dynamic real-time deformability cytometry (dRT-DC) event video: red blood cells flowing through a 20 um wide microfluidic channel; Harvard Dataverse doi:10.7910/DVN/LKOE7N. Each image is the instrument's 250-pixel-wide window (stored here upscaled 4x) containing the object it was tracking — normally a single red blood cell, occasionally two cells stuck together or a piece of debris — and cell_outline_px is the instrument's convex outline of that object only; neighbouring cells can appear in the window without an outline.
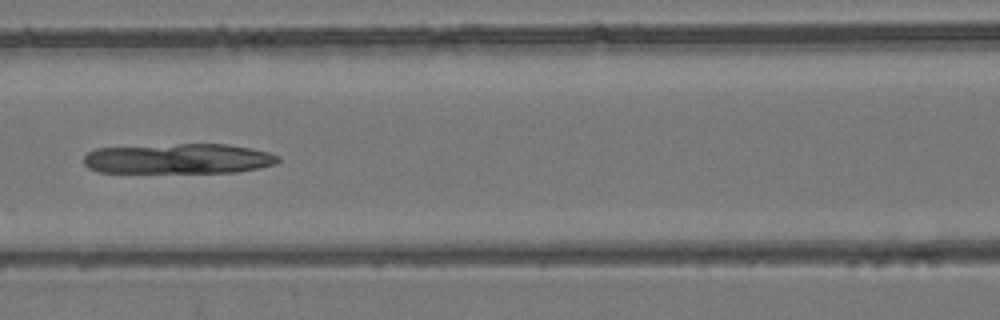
{"species": "common noctule bat (a hibernating species)", "species_latin": "Nyctalus noctula", "temperature_condition": "room temperature", "stored_images_in_passage": 5, "camera_frame_rate_fps": 3000, "um_per_image_px": 0.085, "animal": {"sex": "female", "body_mass_g": 24.6, "forearm_length_mm": 56.2}, "frame": {"image": 1, "passage_image": 5, "time_ms": 4.333, "image_size_px": [1000, 320], "cell_outline_px": [[280, 160], [276, 164], [260, 168], [236, 172], [100, 172], [88, 168], [84, 164], [84, 156], [88, 152], [96, 148], [180, 144], [228, 144], [252, 148], [268, 152], [280, 156]], "centroid_in_image_um": [15.2, 13.49], "position_along_channel_um": 151.4, "area_um2": 34.22}}